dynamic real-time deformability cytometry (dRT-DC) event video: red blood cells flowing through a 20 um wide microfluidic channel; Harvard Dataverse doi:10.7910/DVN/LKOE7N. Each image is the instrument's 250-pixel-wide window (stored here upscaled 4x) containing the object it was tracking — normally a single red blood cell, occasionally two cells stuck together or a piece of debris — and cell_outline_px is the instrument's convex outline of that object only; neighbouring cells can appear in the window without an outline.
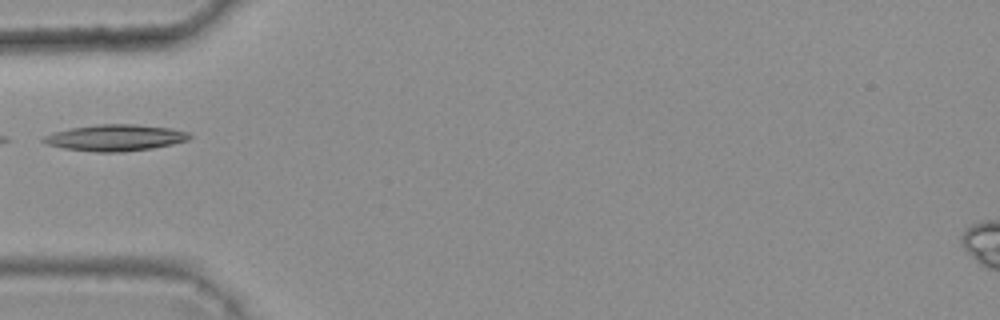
{"species": "common noctule bat (a hibernating species)", "species_latin": "Nyctalus noctula", "temperature_condition": "warm", "stored_images_in_passage": 1, "camera_frame_rate_fps": 3000, "um_per_image_px": 0.085, "animal": {"sex": "female", "body_mass_g": 25.1}, "frame": {"image": 1, "passage_image": 1, "time_ms": 0.0, "image_size_px": [1000, 320], "cell_outline_px": [[192, 136], [188, 140], [172, 144], [152, 148], [124, 152], [96, 152], [64, 148], [48, 144], [40, 140], [44, 136], [52, 132], [72, 128], [100, 124], [132, 124], [168, 128], [188, 132]], "centroid_in_image_um": [9.79, 11.71], "position_along_channel_um": 75.2, "area_um2": 22.25}}